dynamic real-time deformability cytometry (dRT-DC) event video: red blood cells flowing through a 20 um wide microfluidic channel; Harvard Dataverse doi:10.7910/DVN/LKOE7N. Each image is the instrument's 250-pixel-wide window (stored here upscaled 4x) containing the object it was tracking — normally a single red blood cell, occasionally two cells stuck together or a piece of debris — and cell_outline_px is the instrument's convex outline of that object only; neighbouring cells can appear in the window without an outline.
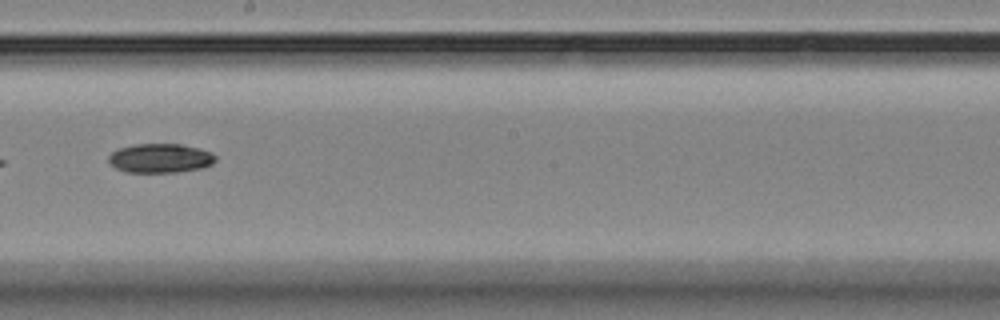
{"species": "Egyptian fruit bat (a non-hibernating species)", "species_latin": "Rousettus aegyptiacus", "temperature_condition": "room temperature", "stored_images_in_passage": 12, "camera_frame_rate_fps": 3000, "um_per_image_px": 0.085, "animal": {"sex": "female"}, "frame": {"image": 1, "passage_image": 6, "time_ms": 5.667, "image_size_px": [1000, 320], "cell_outline_px": [[216, 160], [212, 164], [204, 168], [176, 172], [124, 172], [116, 168], [108, 160], [108, 156], [112, 152], [120, 148], [136, 144], [180, 144], [200, 148], [212, 152], [216, 156]], "centroid_in_image_um": [13.66, 13.45], "position_along_channel_um": 234.5, "area_um2": 18.26}}
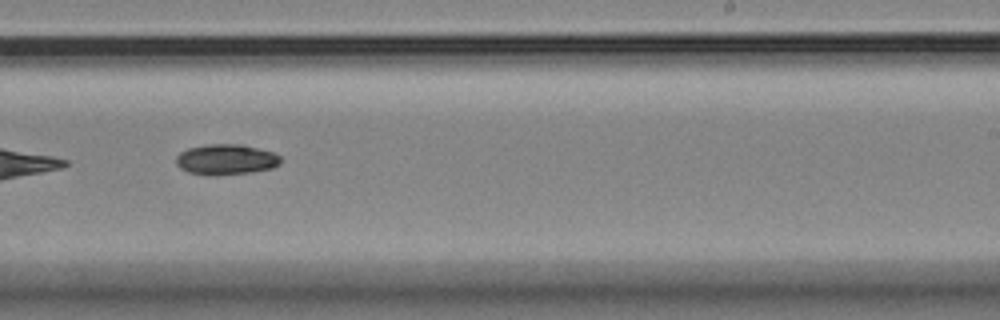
{"frame": {"image": 2, "passage_image": 7, "time_ms": 6.667, "image_size_px": [1000, 320], "cell_outline_px": [[280, 164], [272, 168], [248, 172], [188, 172], [180, 168], [176, 164], [176, 156], [180, 152], [188, 148], [208, 144], [240, 144], [272, 152], [280, 156]], "centroid_in_image_um": [19.21, 13.5], "position_along_channel_um": 269.8, "area_um2": 17.63}}
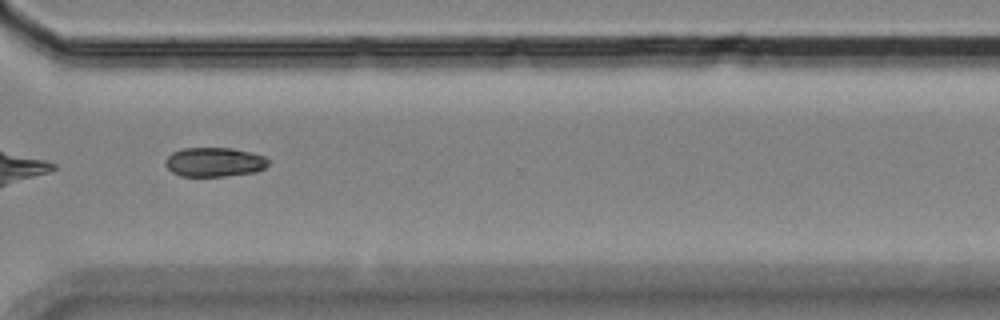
{"frame": {"image": 3, "passage_image": 9, "time_ms": 9.0, "image_size_px": [1000, 320], "cell_outline_px": [[268, 164], [264, 168], [256, 172], [224, 176], [180, 176], [172, 172], [164, 164], [164, 160], [172, 152], [184, 148], [232, 148], [252, 152], [264, 156], [268, 160]], "centroid_in_image_um": [18.21, 13.77], "position_along_channel_um": 352.4, "area_um2": 17.63}}